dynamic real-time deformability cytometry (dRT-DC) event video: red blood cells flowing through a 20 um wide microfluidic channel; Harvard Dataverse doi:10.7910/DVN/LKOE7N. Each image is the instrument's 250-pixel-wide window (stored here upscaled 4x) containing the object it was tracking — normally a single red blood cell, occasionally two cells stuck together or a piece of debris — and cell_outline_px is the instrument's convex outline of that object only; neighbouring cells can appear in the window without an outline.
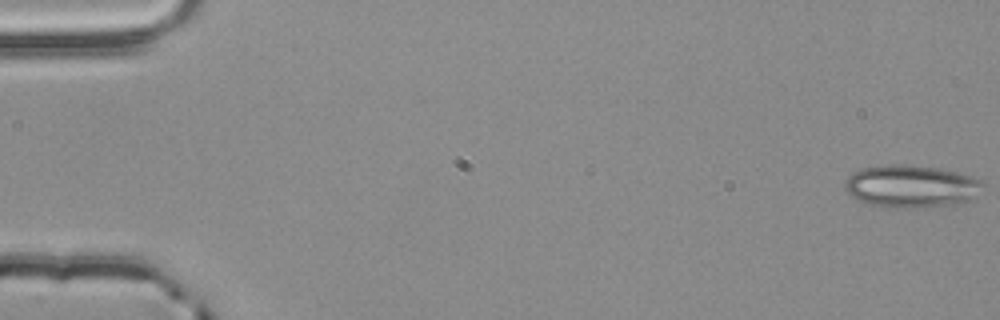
{"species": "common noctule bat (a hibernating species)", "species_latin": "Nyctalus noctula", "temperature_condition": "room temperature", "stored_images_in_passage": 55, "camera_frame_rate_fps": 3000, "um_per_image_px": 0.085, "animal": {"sex": "male", "body_mass_g": 20.4}, "frame": {"image": 1, "passage_image": 1, "time_ms": 0.0, "image_size_px": [1000, 320], "cell_outline_px": [[968, 180], [940, 196], [932, 200], [872, 200], [860, 196], [852, 188], [852, 180], [860, 172], [872, 168], [916, 168], [944, 172], [960, 176]], "centroid_in_image_um": [76.86, 15.63], "position_along_channel_um": 8.1, "area_um2": 21.33}}
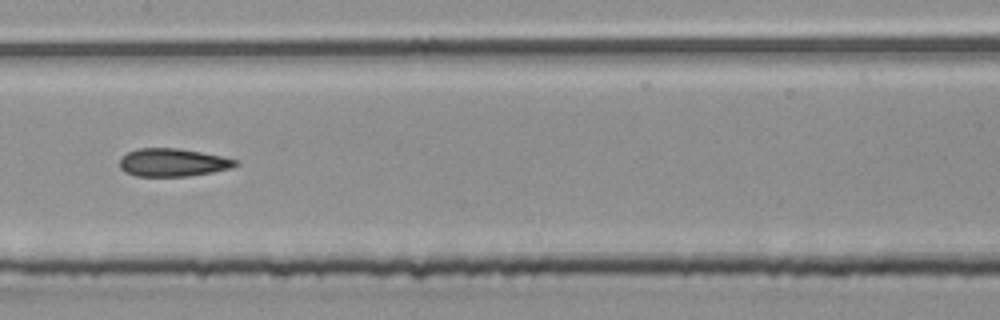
{"frame": {"image": 2, "passage_image": 28, "time_ms": 9.0, "image_size_px": [1000, 320], "cell_outline_px": [[236, 164], [224, 168], [208, 172], [180, 176], [140, 176], [128, 172], [120, 164], [120, 160], [128, 152], [144, 148], [172, 148], [196, 152], [236, 160]], "centroid_in_image_um": [14.59, 13.8], "position_along_channel_um": 192.8, "area_um2": 17.51}}
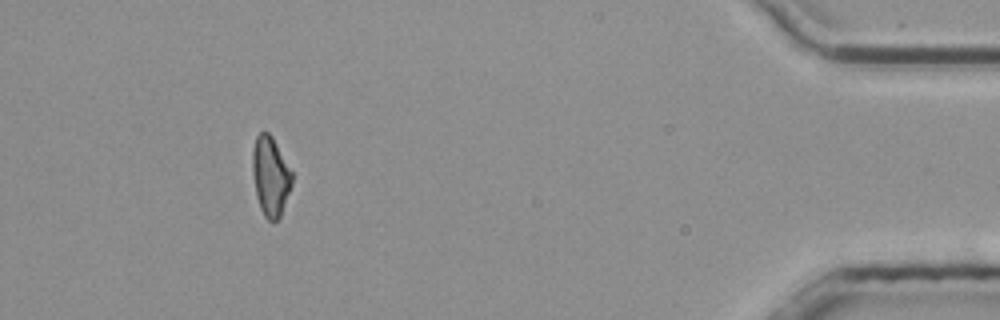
{"frame": {"image": 3, "passage_image": 50, "time_ms": 16.333, "image_size_px": [1000, 320], "cell_outline_px": [[292, 180], [280, 216], [276, 220], [268, 220], [260, 204], [256, 192], [256, 136], [260, 132], [268, 132], [272, 136], [292, 172]], "centroid_in_image_um": [23.07, 14.97], "position_along_channel_um": 412.1, "area_um2": 16.53}, "authors_computed_cell_mechanics": {"area_um2": 17.629, "velocity_mm_per_s": 3.872, "shape_relaxation_time_tau1_ms": null, "shape_relaxation_time_tau2_ms": 3.6251, "deformation_change_tau1": null, "deformation_change_tau2": 0.133}}